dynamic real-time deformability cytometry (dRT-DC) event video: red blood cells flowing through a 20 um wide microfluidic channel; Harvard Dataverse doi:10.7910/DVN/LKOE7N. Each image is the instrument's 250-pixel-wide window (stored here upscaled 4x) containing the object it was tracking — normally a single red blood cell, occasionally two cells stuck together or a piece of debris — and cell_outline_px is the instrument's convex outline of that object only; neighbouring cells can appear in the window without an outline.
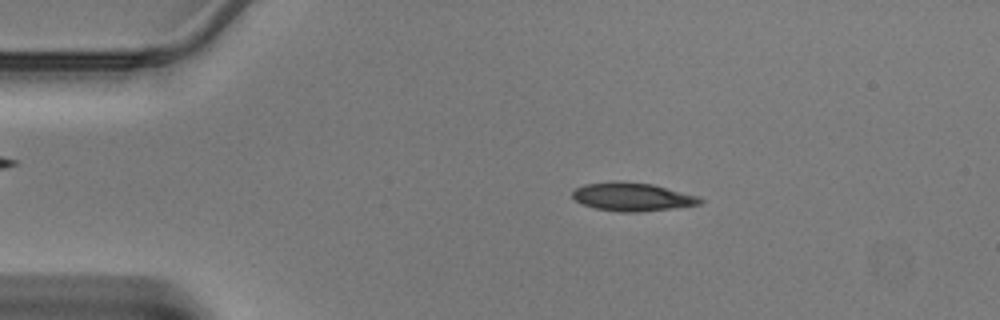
{"species": "Egyptian fruit bat (a non-hibernating species)", "species_latin": "Rousettus aegyptiacus", "temperature_condition": "warm", "stored_images_in_passage": 38, "camera_frame_rate_fps": 3000, "um_per_image_px": 0.085, "animal": {"sex": "male"}, "frame": {"image": 1, "passage_image": 1, "time_ms": 0.0, "image_size_px": [1000, 320], "cell_outline_px": [[704, 200], [700, 204], [672, 208], [636, 212], [620, 212], [596, 208], [584, 204], [576, 200], [572, 196], [572, 192], [576, 188], [584, 184], [612, 180], [616, 180], [652, 184], [700, 196]], "centroid_in_image_um": [53.75, 16.71], "position_along_channel_um": 31.3, "area_um2": 21.1}}
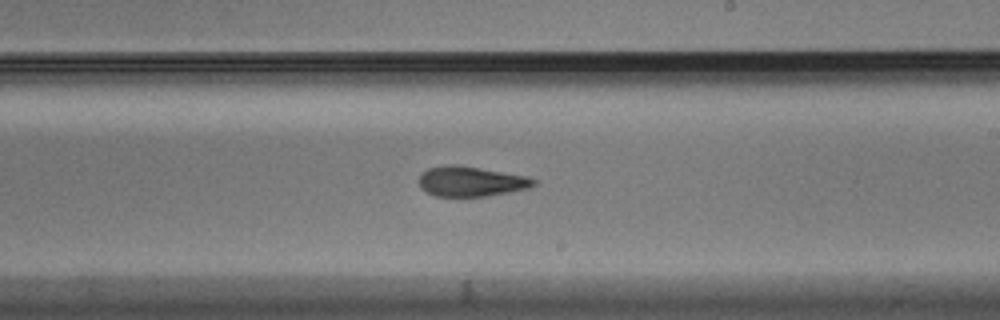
{"frame": {"image": 2, "passage_image": 19, "time_ms": 6.0, "image_size_px": [1000, 320], "cell_outline_px": [[536, 184], [528, 188], [488, 196], [436, 196], [420, 188], [420, 172], [428, 168], [452, 164], [456, 164], [528, 176], [536, 180]], "centroid_in_image_um": [40.03, 15.41], "position_along_channel_um": 249.0, "area_um2": 20.0}}
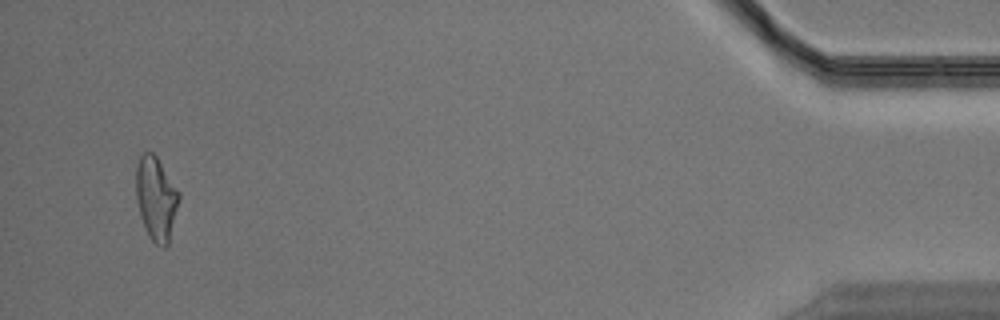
{"frame": {"image": 3, "passage_image": 36, "time_ms": 11.667, "image_size_px": [1000, 320], "cell_outline_px": [[180, 196], [168, 244], [164, 248], [160, 248], [148, 236], [140, 216], [136, 200], [136, 168], [140, 156], [144, 152], [152, 152], [156, 156], [180, 192]], "centroid_in_image_um": [13.26, 16.88], "position_along_channel_um": 421.9, "area_um2": 20.87}}